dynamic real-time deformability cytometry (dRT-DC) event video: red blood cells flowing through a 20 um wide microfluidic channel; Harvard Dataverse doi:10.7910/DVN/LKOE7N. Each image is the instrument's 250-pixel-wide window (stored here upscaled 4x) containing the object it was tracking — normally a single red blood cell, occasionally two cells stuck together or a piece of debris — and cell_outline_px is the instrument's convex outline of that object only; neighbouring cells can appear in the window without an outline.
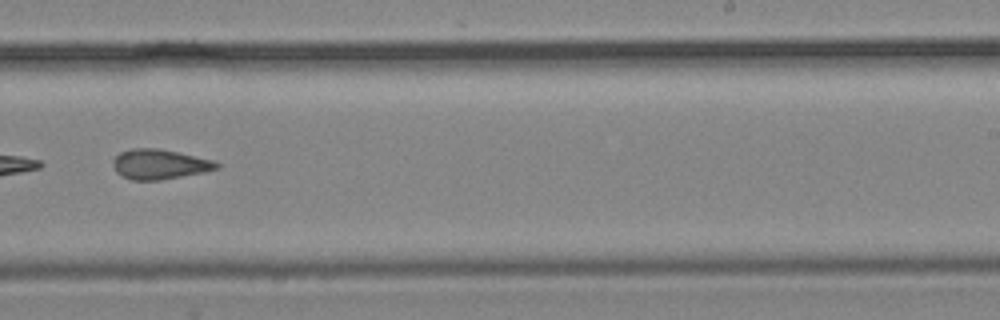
{"species": "common noctule bat (a hibernating species)", "species_latin": "Nyctalus noctula", "temperature_condition": "cold", "stored_images_in_passage": 36, "camera_frame_rate_fps": 3000, "um_per_image_px": 0.085, "animal": {"sex": "male", "body_mass_g": 19.2, "forearm_length_mm": 51.8}, "frame": {"image": 1, "passage_image": 21, "time_ms": 6.667, "image_size_px": [1000, 320], "cell_outline_px": [[220, 168], [204, 172], [160, 180], [132, 180], [116, 172], [112, 164], [112, 160], [120, 152], [132, 148], [160, 148], [180, 152], [216, 160], [220, 164]], "centroid_in_image_um": [13.6, 13.94], "position_along_channel_um": 275.4, "area_um2": 18.32}}
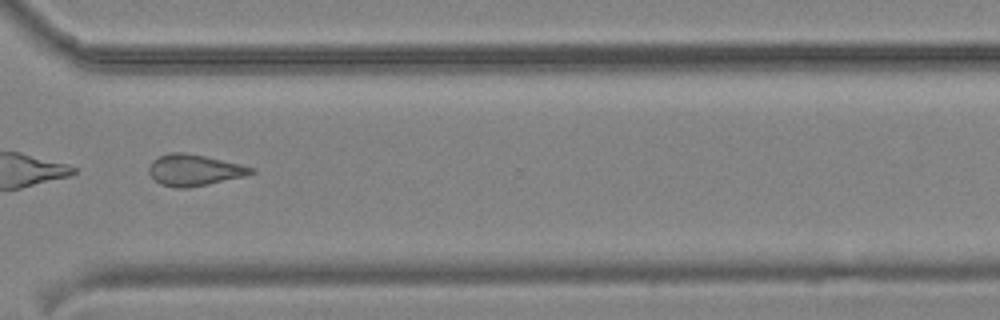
{"frame": {"image": 2, "passage_image": 26, "time_ms": 8.333, "image_size_px": [1000, 320], "cell_outline_px": [[256, 172], [244, 176], [208, 184], [188, 188], [176, 188], [160, 184], [148, 172], [148, 168], [152, 160], [168, 152], [184, 152], [204, 156], [240, 164], [256, 168]], "centroid_in_image_um": [16.5, 14.45], "position_along_channel_um": 354.1, "area_um2": 18.61}}